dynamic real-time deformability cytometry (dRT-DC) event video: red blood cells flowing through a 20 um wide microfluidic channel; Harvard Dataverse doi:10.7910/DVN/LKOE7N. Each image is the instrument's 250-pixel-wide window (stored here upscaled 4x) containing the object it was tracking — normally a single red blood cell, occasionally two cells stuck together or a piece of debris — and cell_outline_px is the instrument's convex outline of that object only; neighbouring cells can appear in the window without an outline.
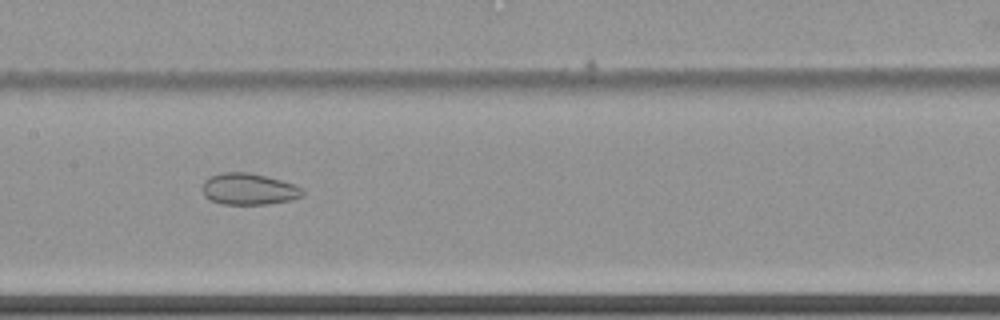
{"species": "common noctule bat (a hibernating species)", "species_latin": "Nyctalus noctula", "temperature_condition": "cold", "stored_images_in_passage": 40, "camera_frame_rate_fps": 3000, "um_per_image_px": 0.085, "animal": {"sex": "female", "body_mass_g": 22.7, "forearm_length_mm": 54.2}, "frame": {"image": 1, "passage_image": 11, "time_ms": 3.333, "image_size_px": [1000, 320], "cell_outline_px": [[304, 196], [292, 200], [268, 204], [224, 204], [212, 200], [204, 196], [200, 188], [204, 180], [208, 176], [224, 172], [248, 172], [280, 180], [304, 188]], "centroid_in_image_um": [21.13, 16.07], "position_along_channel_um": 186.3, "area_um2": 18.55}}
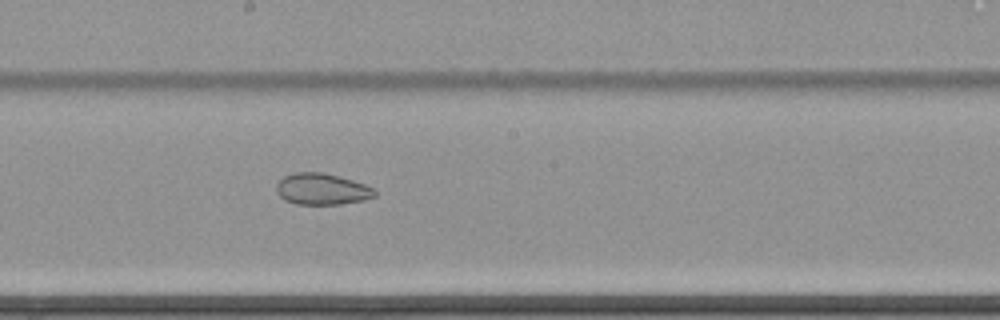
{"frame": {"image": 2, "passage_image": 14, "time_ms": 4.333, "image_size_px": [1000, 320], "cell_outline_px": [[376, 196], [364, 200], [340, 204], [296, 204], [284, 200], [276, 192], [276, 184], [284, 176], [296, 172], [324, 172], [340, 176], [376, 188]], "centroid_in_image_um": [27.37, 16.07], "position_along_channel_um": 220.8, "area_um2": 18.15}}
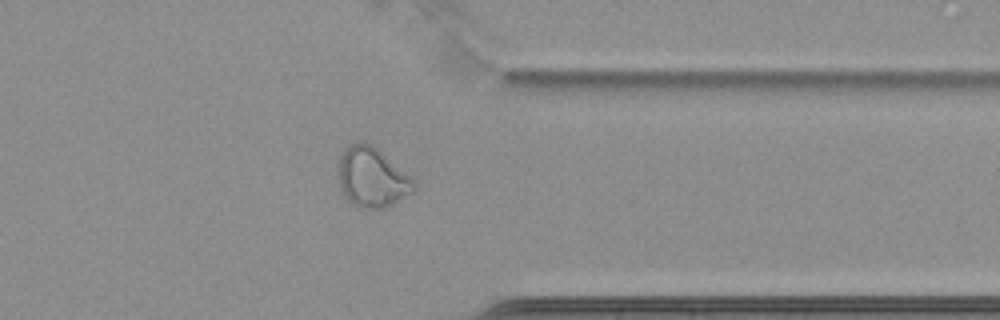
{"frame": {"image": 3, "passage_image": 28, "time_ms": 9.0, "image_size_px": [1000, 320], "cell_outline_px": [[416, 192], [384, 208], [360, 208], [352, 204], [348, 200], [340, 188], [340, 156], [356, 140], [368, 144], [376, 148], [416, 180]], "centroid_in_image_um": [31.69, 15.12], "position_along_channel_um": 379.7, "area_um2": 26.01}, "authors_computed_cell_mechanics": {"area_um2": 22.1374, "velocity_mm_per_s": 3.4692, "shape_relaxation_time_tau1_ms": null, "shape_relaxation_time_tau2_ms": 2.8861, "deformation_change_tau1": null, "deformation_change_tau2": 0.0802}}